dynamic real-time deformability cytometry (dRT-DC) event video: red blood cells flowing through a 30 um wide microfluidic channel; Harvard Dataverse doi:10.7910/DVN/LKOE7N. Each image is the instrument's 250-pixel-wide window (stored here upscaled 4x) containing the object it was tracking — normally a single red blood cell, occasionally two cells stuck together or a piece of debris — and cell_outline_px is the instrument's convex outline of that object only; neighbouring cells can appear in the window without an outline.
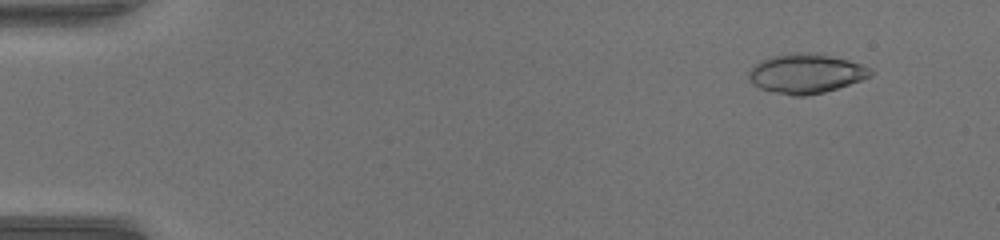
{"species": "common noctule bat (a hibernating species)", "species_latin": "Nyctalus noctula", "temperature_condition": "warm", "stored_images_in_passage": 15, "camera_frame_rate_fps": 3000, "um_per_image_px": 0.085, "animal": {"sex": "female", "body_mass_g": 17.0, "forearm_length_mm": 48.0}, "frame": {"image": 1, "passage_image": 5, "time_ms": 1.333, "image_size_px": [1000, 240], "cell_outline_px": [[872, 76], [824, 92], [804, 96], [792, 96], [772, 92], [760, 88], [752, 84], [748, 80], [748, 72], [756, 64], [772, 56], [788, 52], [816, 52], [848, 60], [872, 68]], "centroid_in_image_um": [68.48, 6.24], "position_along_channel_um": 16.5, "area_um2": 28.09}}